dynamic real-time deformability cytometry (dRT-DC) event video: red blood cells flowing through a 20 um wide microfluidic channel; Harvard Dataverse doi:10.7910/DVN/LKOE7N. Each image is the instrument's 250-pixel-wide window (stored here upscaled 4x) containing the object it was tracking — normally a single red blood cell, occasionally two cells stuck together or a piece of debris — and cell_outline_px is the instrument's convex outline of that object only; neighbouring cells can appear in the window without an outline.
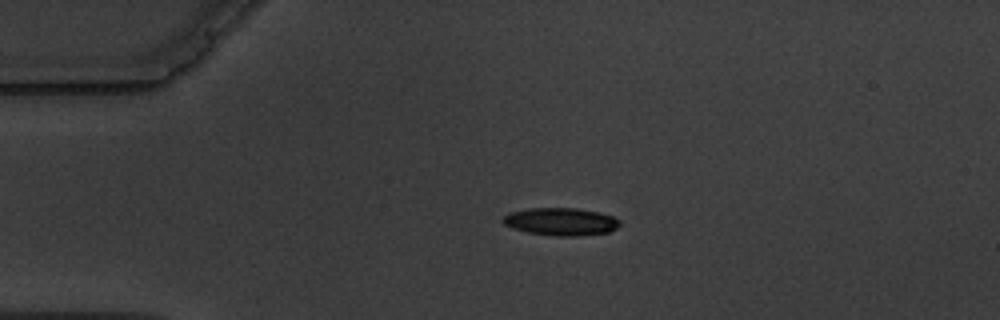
{"species": "common noctule bat (a hibernating species)", "species_latin": "Nyctalus noctula", "temperature_condition": "warm", "stored_images_in_passage": 4, "camera_frame_rate_fps": 3000, "um_per_image_px": 0.085, "animal": {"sex": "male", "body_mass_g": 19.5, "forearm_length_mm": 54.6}, "frame": {"image": 1, "passage_image": 3, "time_ms": 2.333, "image_size_px": [1000, 320], "cell_outline_px": [[620, 224], [616, 228], [608, 232], [576, 236], [552, 236], [528, 232], [512, 228], [504, 224], [500, 220], [508, 212], [528, 208], [576, 208], [600, 212], [612, 216], [620, 220]], "centroid_in_image_um": [47.64, 18.83], "position_along_channel_um": 37.4, "area_um2": 18.96}}